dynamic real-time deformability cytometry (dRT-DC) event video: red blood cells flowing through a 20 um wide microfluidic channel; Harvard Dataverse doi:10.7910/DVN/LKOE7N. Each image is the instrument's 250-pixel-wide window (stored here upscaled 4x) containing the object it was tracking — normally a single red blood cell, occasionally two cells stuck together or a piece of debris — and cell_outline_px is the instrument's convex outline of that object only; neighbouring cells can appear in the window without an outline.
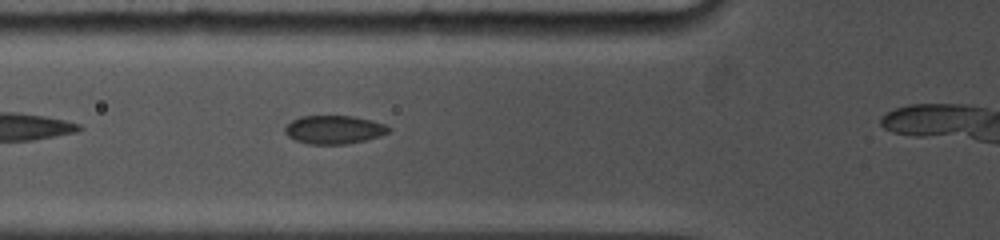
{"species": "common noctule bat (a hibernating species)", "species_latin": "Nyctalus noctula", "temperature_condition": "cold", "stored_images_in_passage": 7, "camera_frame_rate_fps": 5000, "um_per_image_px": 0.085, "animal": {"sex": "female", "body_mass_g": 19.0, "forearm_length_mm": 53.3}, "frame": {"image": 1, "passage_image": 4, "time_ms": 2.0, "image_size_px": [1000, 240], "cell_outline_px": [[392, 132], [368, 140], [348, 144], [308, 144], [296, 140], [288, 136], [284, 132], [284, 128], [292, 120], [300, 116], [352, 116], [372, 120], [384, 124], [392, 128]], "centroid_in_image_um": [28.44, 11.02], "position_along_channel_um": 97.4, "area_um2": 17.4}}
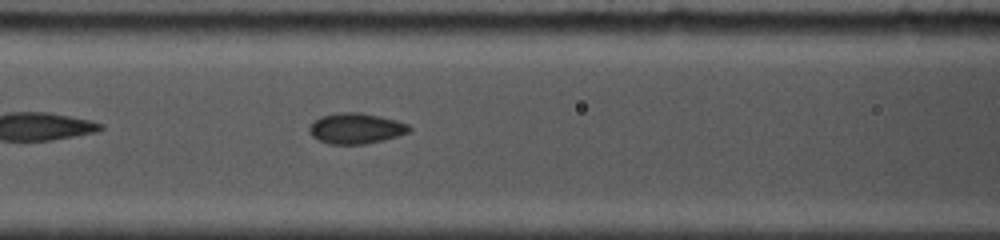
{"frame": {"image": 2, "passage_image": 6, "time_ms": 3.0, "image_size_px": [1000, 240], "cell_outline_px": [[412, 128], [408, 132], [396, 136], [364, 144], [328, 144], [312, 136], [308, 132], [308, 128], [320, 116], [336, 112], [360, 112], [380, 116], [396, 120], [408, 124]], "centroid_in_image_um": [30.23, 10.9], "position_along_channel_um": 136.4, "area_um2": 17.74}}